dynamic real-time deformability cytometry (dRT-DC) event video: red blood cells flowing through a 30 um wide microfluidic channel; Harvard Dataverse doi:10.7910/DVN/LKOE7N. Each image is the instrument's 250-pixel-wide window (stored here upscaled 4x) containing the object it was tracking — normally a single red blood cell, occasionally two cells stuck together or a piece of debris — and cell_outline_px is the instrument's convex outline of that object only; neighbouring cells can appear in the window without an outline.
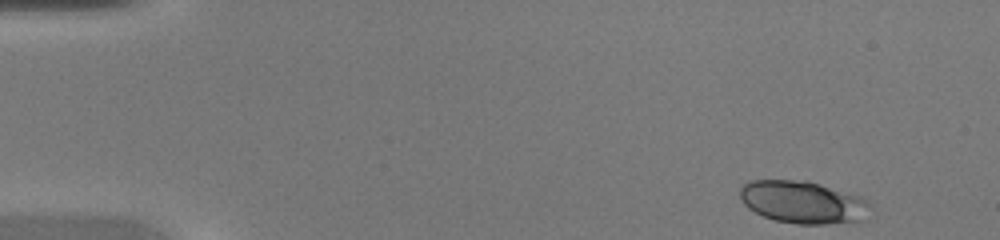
{"species": "common noctule bat (a hibernating species)", "species_latin": "Nyctalus noctula", "temperature_condition": "warm", "stored_images_in_passage": 42, "camera_frame_rate_fps": 3000, "um_per_image_px": 0.085, "animal": {"sex": "female", "body_mass_g": 20.0, "forearm_length_mm": 54.0}, "frame": {"image": 1, "passage_image": 1, "time_ms": 0.0, "image_size_px": [1000, 240], "cell_outline_px": [[872, 208], [864, 220], [824, 224], [796, 224], [776, 220], [764, 216], [748, 208], [744, 204], [740, 196], [740, 188], [748, 180], [808, 180], [864, 196], [872, 204]], "centroid_in_image_um": [68.32, 17.17], "position_along_channel_um": 16.7, "area_um2": 32.77}}
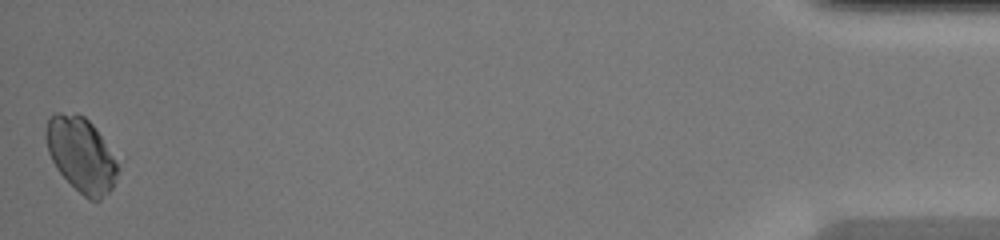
{"frame": {"image": 2, "passage_image": 42, "time_ms": 13.667, "image_size_px": [1000, 240], "cell_outline_px": [[116, 180], [112, 188], [100, 200], [88, 200], [56, 168], [48, 152], [44, 136], [44, 132], [48, 120], [52, 112], [76, 112], [84, 116], [92, 124], [100, 136], [112, 156], [116, 164]], "centroid_in_image_um": [6.83, 13.1], "position_along_channel_um": 428.4, "area_um2": 30.69}}